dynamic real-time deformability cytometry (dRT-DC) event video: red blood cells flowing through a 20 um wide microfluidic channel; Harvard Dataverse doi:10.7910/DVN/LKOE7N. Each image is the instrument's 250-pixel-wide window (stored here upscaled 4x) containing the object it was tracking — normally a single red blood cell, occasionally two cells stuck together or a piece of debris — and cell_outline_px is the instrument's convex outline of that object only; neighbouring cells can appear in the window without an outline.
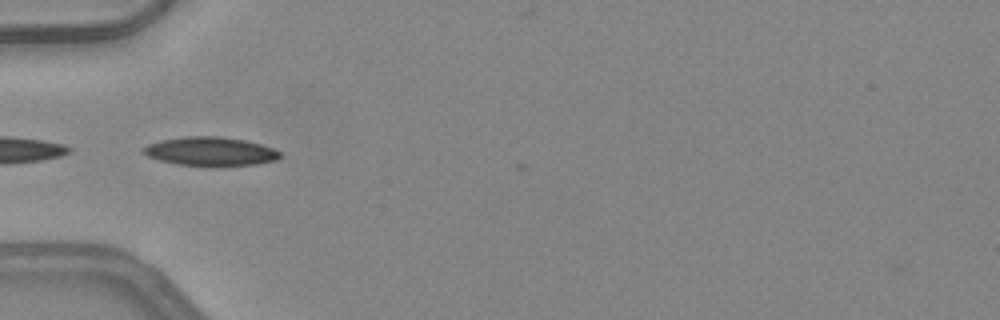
{"species": "common noctule bat (a hibernating species)", "species_latin": "Nyctalus noctula", "temperature_condition": "warm", "stored_images_in_passage": 2, "camera_frame_rate_fps": 3000, "um_per_image_px": 0.085, "animal": {"sex": "female", "body_mass_g": 24.6, "forearm_length_mm": 56.2}, "frame": {"image": 1, "passage_image": 1, "time_ms": 0.0, "image_size_px": [1000, 320], "cell_outline_px": [[280, 156], [276, 160], [256, 164], [176, 164], [160, 160], [148, 156], [140, 152], [140, 148], [148, 144], [160, 140], [184, 136], [220, 136], [244, 140], [260, 144], [272, 148], [280, 152]], "centroid_in_image_um": [17.81, 12.83], "position_along_channel_um": 67.2, "area_um2": 22.37}}